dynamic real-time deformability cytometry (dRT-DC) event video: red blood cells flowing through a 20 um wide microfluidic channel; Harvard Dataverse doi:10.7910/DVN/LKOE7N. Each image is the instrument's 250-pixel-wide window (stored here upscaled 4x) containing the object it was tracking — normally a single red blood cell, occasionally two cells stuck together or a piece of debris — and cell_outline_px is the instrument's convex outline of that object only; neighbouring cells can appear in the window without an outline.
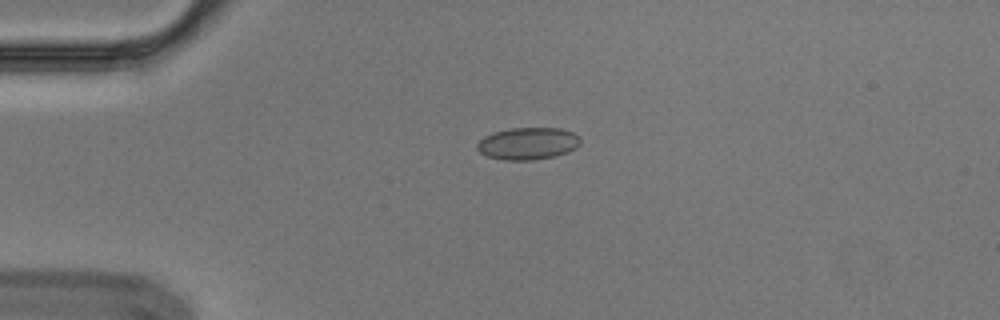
{"species": "Egyptian fruit bat (a non-hibernating species)", "species_latin": "Rousettus aegyptiacus", "temperature_condition": "cold", "stored_images_in_passage": 6, "camera_frame_rate_fps": 3000, "um_per_image_px": 0.085, "animal": {"sex": "male"}, "frame": {"image": 1, "passage_image": 4, "time_ms": 1.0, "image_size_px": [1000, 320], "cell_outline_px": [[580, 144], [576, 148], [568, 152], [556, 156], [536, 160], [504, 160], [488, 156], [480, 152], [476, 148], [476, 144], [484, 136], [492, 132], [512, 128], [560, 128], [572, 132], [580, 136]], "centroid_in_image_um": [44.88, 12.2], "position_along_channel_um": 40.1, "area_um2": 19.54}}